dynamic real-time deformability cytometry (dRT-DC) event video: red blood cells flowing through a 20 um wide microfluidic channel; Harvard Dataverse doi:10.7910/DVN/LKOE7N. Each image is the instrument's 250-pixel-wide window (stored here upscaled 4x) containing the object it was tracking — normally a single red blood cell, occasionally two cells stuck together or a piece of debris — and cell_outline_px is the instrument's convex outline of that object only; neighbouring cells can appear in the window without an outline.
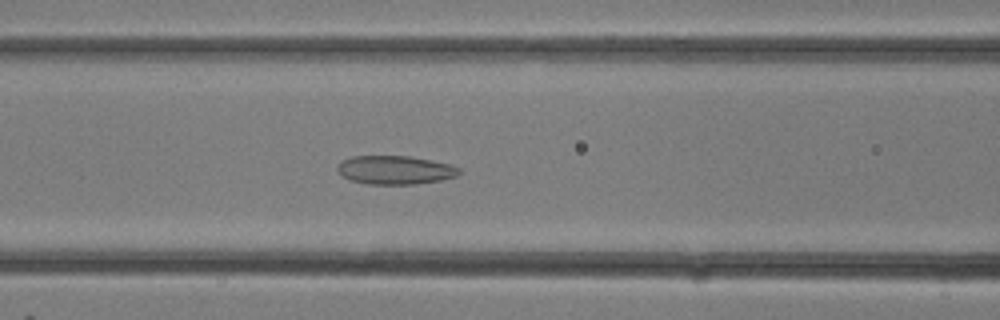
{"species": "common noctule bat (a hibernating species)", "species_latin": "Nyctalus noctula", "temperature_condition": "room temperature", "stored_images_in_passage": 31, "camera_frame_rate_fps": 3000, "um_per_image_px": 0.085, "animal": {"sex": "female"}, "frame": {"image": 1, "passage_image": 13, "time_ms": 4.0, "image_size_px": [1000, 320], "cell_outline_px": [[460, 172], [456, 176], [440, 180], [416, 184], [368, 184], [348, 180], [336, 168], [344, 160], [352, 156], [408, 156], [448, 164], [460, 168]], "centroid_in_image_um": [33.57, 14.46], "position_along_channel_um": 133.0, "area_um2": 20.0}}
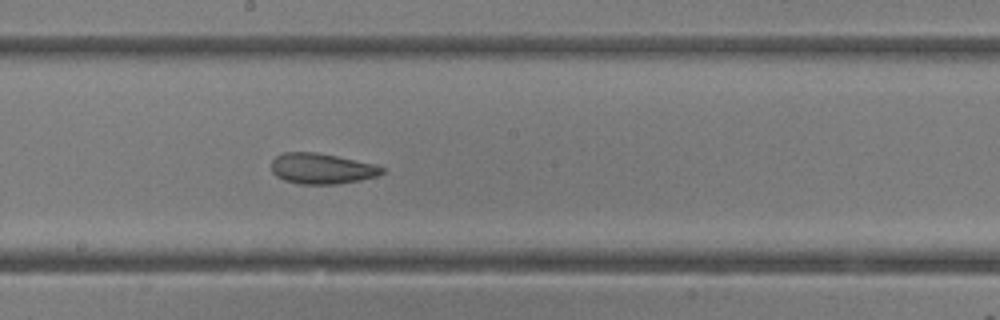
{"frame": {"image": 2, "passage_image": 17, "time_ms": 5.333, "image_size_px": [1000, 320], "cell_outline_px": [[384, 172], [376, 176], [360, 180], [336, 184], [300, 184], [284, 180], [276, 176], [272, 172], [272, 160], [276, 156], [284, 152], [316, 152], [376, 164], [384, 168]], "centroid_in_image_um": [27.34, 14.33], "position_along_channel_um": 220.9, "area_um2": 19.71}}
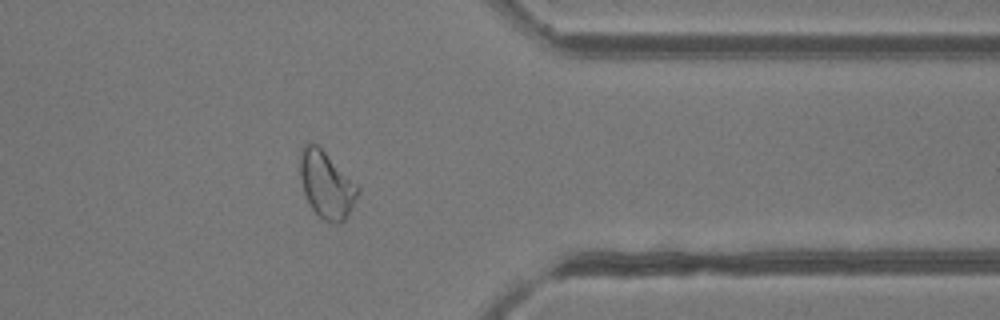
{"frame": {"image": 3, "passage_image": 25, "time_ms": 8.0, "image_size_px": [1000, 320], "cell_outline_px": [[360, 192], [356, 200], [344, 220], [340, 224], [336, 224], [324, 220], [308, 204], [300, 180], [300, 152], [304, 144], [316, 144], [360, 188]], "centroid_in_image_um": [27.73, 15.73], "position_along_channel_um": 383.7, "area_um2": 22.08}}